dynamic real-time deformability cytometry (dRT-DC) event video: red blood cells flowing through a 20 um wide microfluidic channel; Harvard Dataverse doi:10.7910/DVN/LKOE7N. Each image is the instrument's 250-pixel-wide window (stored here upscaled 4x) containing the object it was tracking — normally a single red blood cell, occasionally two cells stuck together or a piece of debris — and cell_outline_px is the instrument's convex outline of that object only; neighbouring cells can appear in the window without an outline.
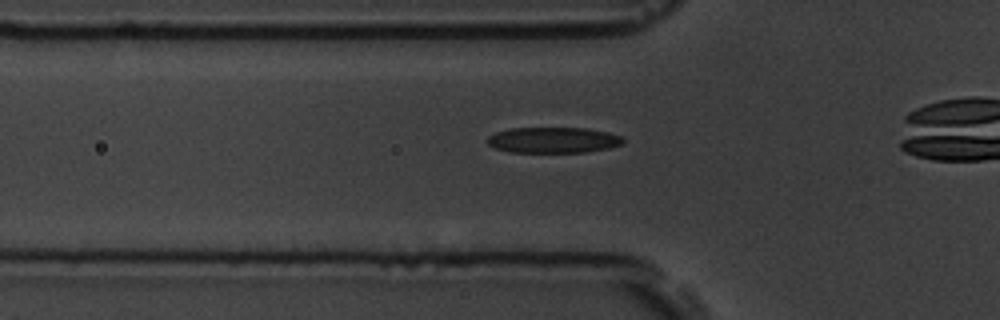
{"species": "common noctule bat (a hibernating species)", "species_latin": "Nyctalus noctula", "temperature_condition": "room temperature", "stored_images_in_passage": 35, "camera_frame_rate_fps": 3000, "um_per_image_px": 0.085, "animal": {"sex": "male", "body_mass_g": 19.5, "forearm_length_mm": 54.6}, "frame": {"image": 1, "passage_image": 9, "time_ms": 2.667, "image_size_px": [1000, 320], "cell_outline_px": [[624, 140], [620, 144], [608, 148], [584, 152], [512, 152], [496, 148], [488, 144], [488, 136], [496, 132], [512, 128], [588, 128], [608, 132], [620, 136]], "centroid_in_image_um": [47.02, 11.9], "position_along_channel_um": 78.8, "area_um2": 20.17}}
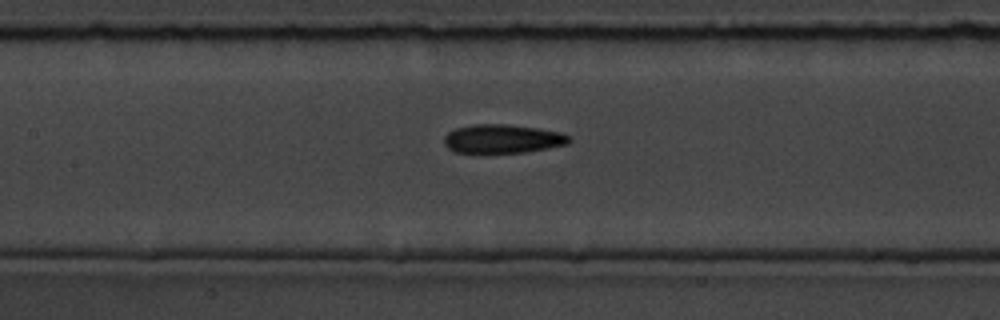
{"frame": {"image": 2, "passage_image": 16, "time_ms": 5.0, "image_size_px": [1000, 320], "cell_outline_px": [[572, 140], [568, 144], [548, 148], [524, 152], [456, 152], [448, 148], [444, 144], [444, 136], [448, 132], [456, 128], [476, 124], [508, 124], [536, 128], [560, 132], [568, 136]], "centroid_in_image_um": [42.71, 11.79], "position_along_channel_um": 164.7, "area_um2": 20.75}}
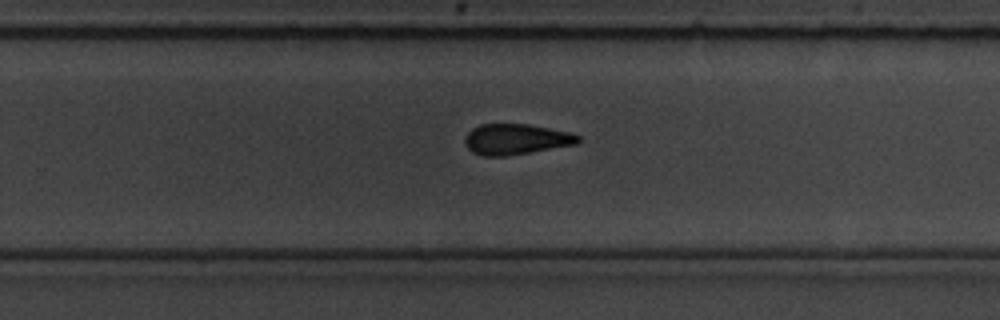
{"frame": {"image": 3, "passage_image": 26, "time_ms": 8.333, "image_size_px": [1000, 320], "cell_outline_px": [[580, 140], [576, 144], [504, 156], [484, 156], [472, 152], [464, 144], [464, 136], [472, 128], [480, 124], [528, 124], [572, 132], [580, 136]], "centroid_in_image_um": [43.83, 11.82], "position_along_channel_um": 286.0, "area_um2": 20.23}}